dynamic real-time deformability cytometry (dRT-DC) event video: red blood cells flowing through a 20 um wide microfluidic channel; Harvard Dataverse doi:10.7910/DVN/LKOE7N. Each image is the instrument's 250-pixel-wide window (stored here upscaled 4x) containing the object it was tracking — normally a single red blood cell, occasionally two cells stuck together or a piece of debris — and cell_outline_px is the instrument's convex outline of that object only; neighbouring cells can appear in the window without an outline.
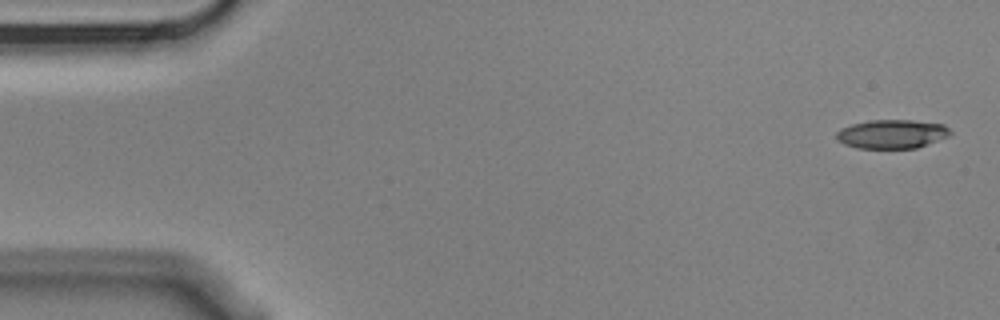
{"species": "Egyptian fruit bat (a non-hibernating species)", "species_latin": "Rousettus aegyptiacus", "temperature_condition": "cold", "stored_images_in_passage": 4, "camera_frame_rate_fps": 3000, "um_per_image_px": 0.085, "animal": {"sex": "male"}, "frame": {"image": 1, "passage_image": 1, "time_ms": 0.0, "image_size_px": [1000, 320], "cell_outline_px": [[952, 132], [948, 136], [916, 148], [856, 148], [844, 144], [836, 140], [836, 132], [840, 128], [852, 124], [872, 120], [912, 120], [944, 124]], "centroid_in_image_um": [75.78, 11.39], "position_along_channel_um": 9.2, "area_um2": 19.13}}
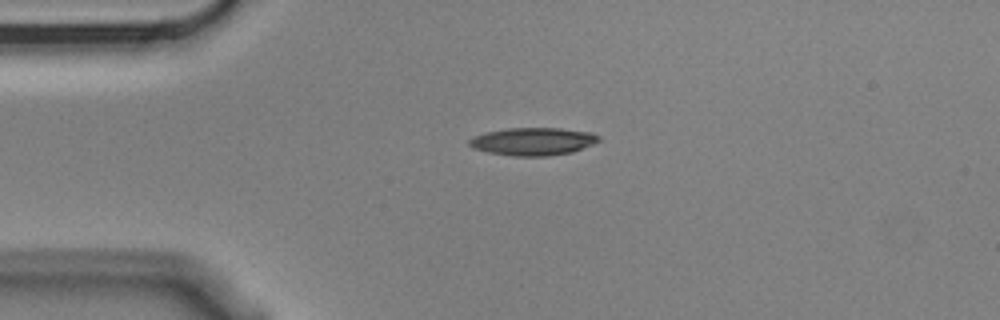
{"frame": {"image": 2, "passage_image": 4, "time_ms": 1.0, "image_size_px": [1000, 320], "cell_outline_px": [[600, 140], [592, 144], [572, 152], [548, 156], [512, 156], [488, 152], [472, 148], [468, 144], [468, 140], [472, 136], [484, 132], [508, 128], [560, 128], [592, 132], [600, 136]], "centroid_in_image_um": [45.27, 12.02], "position_along_channel_um": 39.7, "area_um2": 21.1}}